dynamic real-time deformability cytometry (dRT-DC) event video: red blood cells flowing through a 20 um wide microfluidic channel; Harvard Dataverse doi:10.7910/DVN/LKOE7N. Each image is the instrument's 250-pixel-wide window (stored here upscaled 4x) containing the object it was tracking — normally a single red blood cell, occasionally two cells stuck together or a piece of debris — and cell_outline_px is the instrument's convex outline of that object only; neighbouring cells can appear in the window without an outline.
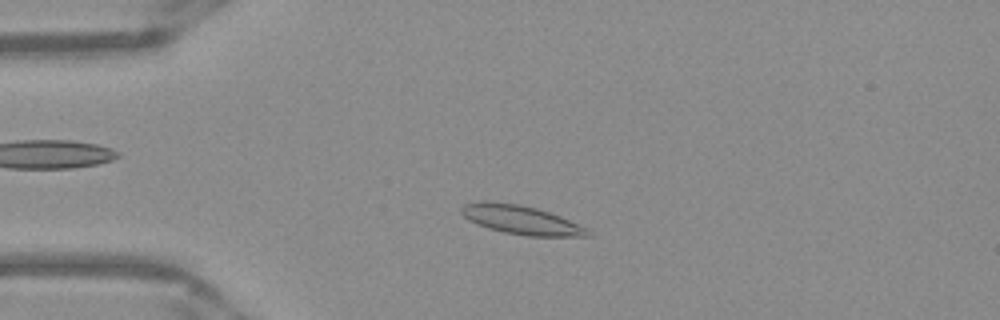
{"species": "Egyptian fruit bat (a non-hibernating species)", "species_latin": "Rousettus aegyptiacus", "temperature_condition": "warm", "stored_images_in_passage": 43, "camera_frame_rate_fps": 3000, "um_per_image_px": 0.085, "frame": {"image": 1, "passage_image": 4, "time_ms": 1.0, "image_size_px": [1000, 320], "cell_outline_px": [[592, 236], [528, 236], [504, 232], [488, 228], [476, 224], [468, 220], [460, 212], [460, 208], [464, 204], [480, 200], [488, 200], [516, 204], [536, 208], [560, 216], [588, 228]], "centroid_in_image_um": [44.25, 18.68], "position_along_channel_um": 40.7, "area_um2": 21.33}}
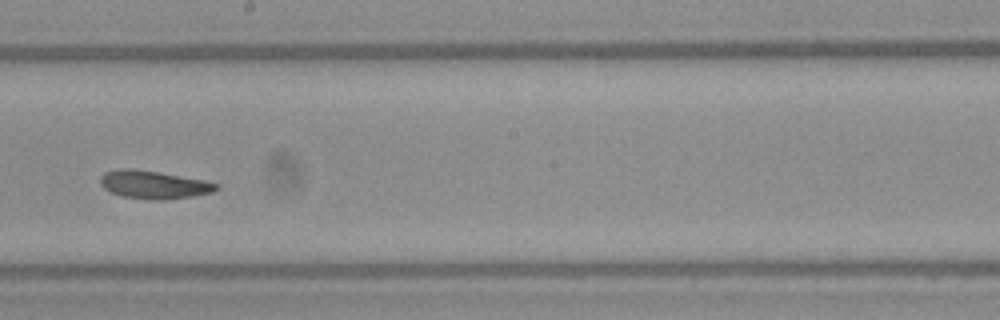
{"frame": {"image": 2, "passage_image": 21, "time_ms": 6.667, "image_size_px": [1000, 320], "cell_outline_px": [[220, 188], [212, 192], [192, 196], [164, 200], [148, 200], [124, 196], [112, 192], [104, 188], [100, 184], [100, 176], [104, 172], [120, 168], [128, 168], [156, 172], [208, 180], [220, 184]], "centroid_in_image_um": [13.1, 15.7], "position_along_channel_um": 235.1, "area_um2": 19.02}}
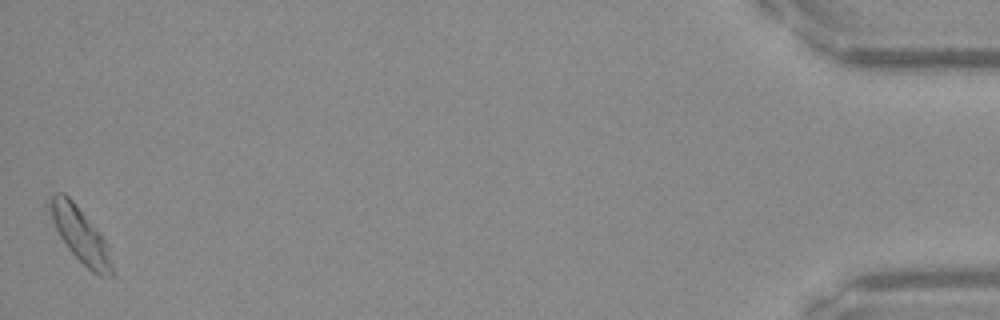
{"frame": {"image": 3, "passage_image": 43, "time_ms": 14.0, "image_size_px": [1000, 320], "cell_outline_px": [[112, 276], [100, 276], [92, 272], [68, 248], [60, 236], [52, 220], [48, 204], [52, 192], [64, 192], [76, 204], [108, 244], [112, 264]], "centroid_in_image_um": [6.82, 19.94], "position_along_channel_um": 428.4, "area_um2": 19.48}, "authors_computed_cell_mechanics": {"area_um2": 18.7272, "velocity_mm_per_s": 3.9151, "shape_relaxation_time_tau1_ms": 4.8109, "shape_relaxation_time_tau2_ms": null, "deformation_change_tau1": 0.1198, "deformation_change_tau2": null}}